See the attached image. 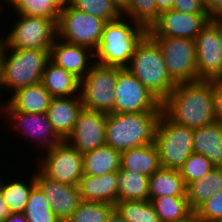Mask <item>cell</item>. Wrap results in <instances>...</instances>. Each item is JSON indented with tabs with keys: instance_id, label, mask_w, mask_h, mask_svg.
<instances>
[{
	"instance_id": "cell-5",
	"label": "cell",
	"mask_w": 222,
	"mask_h": 222,
	"mask_svg": "<svg viewBox=\"0 0 222 222\" xmlns=\"http://www.w3.org/2000/svg\"><path fill=\"white\" fill-rule=\"evenodd\" d=\"M50 50L7 48L2 41L0 54L1 87L11 90L41 82V77L49 61ZM7 88V89H6Z\"/></svg>"
},
{
	"instance_id": "cell-11",
	"label": "cell",
	"mask_w": 222,
	"mask_h": 222,
	"mask_svg": "<svg viewBox=\"0 0 222 222\" xmlns=\"http://www.w3.org/2000/svg\"><path fill=\"white\" fill-rule=\"evenodd\" d=\"M135 112H162V104L130 71L118 67L111 113Z\"/></svg>"
},
{
	"instance_id": "cell-34",
	"label": "cell",
	"mask_w": 222,
	"mask_h": 222,
	"mask_svg": "<svg viewBox=\"0 0 222 222\" xmlns=\"http://www.w3.org/2000/svg\"><path fill=\"white\" fill-rule=\"evenodd\" d=\"M113 210L114 205L107 202L82 200L65 222H105Z\"/></svg>"
},
{
	"instance_id": "cell-41",
	"label": "cell",
	"mask_w": 222,
	"mask_h": 222,
	"mask_svg": "<svg viewBox=\"0 0 222 222\" xmlns=\"http://www.w3.org/2000/svg\"><path fill=\"white\" fill-rule=\"evenodd\" d=\"M205 10L212 17H222V0H202Z\"/></svg>"
},
{
	"instance_id": "cell-1",
	"label": "cell",
	"mask_w": 222,
	"mask_h": 222,
	"mask_svg": "<svg viewBox=\"0 0 222 222\" xmlns=\"http://www.w3.org/2000/svg\"><path fill=\"white\" fill-rule=\"evenodd\" d=\"M161 104L162 112L179 125L195 129L214 123V80L178 83Z\"/></svg>"
},
{
	"instance_id": "cell-21",
	"label": "cell",
	"mask_w": 222,
	"mask_h": 222,
	"mask_svg": "<svg viewBox=\"0 0 222 222\" xmlns=\"http://www.w3.org/2000/svg\"><path fill=\"white\" fill-rule=\"evenodd\" d=\"M77 186L84 201L112 205L118 201L117 171L100 176L83 174Z\"/></svg>"
},
{
	"instance_id": "cell-39",
	"label": "cell",
	"mask_w": 222,
	"mask_h": 222,
	"mask_svg": "<svg viewBox=\"0 0 222 222\" xmlns=\"http://www.w3.org/2000/svg\"><path fill=\"white\" fill-rule=\"evenodd\" d=\"M173 9L191 14H208L202 0H175Z\"/></svg>"
},
{
	"instance_id": "cell-25",
	"label": "cell",
	"mask_w": 222,
	"mask_h": 222,
	"mask_svg": "<svg viewBox=\"0 0 222 222\" xmlns=\"http://www.w3.org/2000/svg\"><path fill=\"white\" fill-rule=\"evenodd\" d=\"M186 189L179 170L161 167L149 177V198L187 197Z\"/></svg>"
},
{
	"instance_id": "cell-22",
	"label": "cell",
	"mask_w": 222,
	"mask_h": 222,
	"mask_svg": "<svg viewBox=\"0 0 222 222\" xmlns=\"http://www.w3.org/2000/svg\"><path fill=\"white\" fill-rule=\"evenodd\" d=\"M40 83L52 97L80 96V79L50 60L46 63Z\"/></svg>"
},
{
	"instance_id": "cell-3",
	"label": "cell",
	"mask_w": 222,
	"mask_h": 222,
	"mask_svg": "<svg viewBox=\"0 0 222 222\" xmlns=\"http://www.w3.org/2000/svg\"><path fill=\"white\" fill-rule=\"evenodd\" d=\"M161 103L177 83L171 78L158 44L147 34L126 67Z\"/></svg>"
},
{
	"instance_id": "cell-51",
	"label": "cell",
	"mask_w": 222,
	"mask_h": 222,
	"mask_svg": "<svg viewBox=\"0 0 222 222\" xmlns=\"http://www.w3.org/2000/svg\"><path fill=\"white\" fill-rule=\"evenodd\" d=\"M1 1H2V0H0V3H1ZM2 2H4V4H5V3H8L9 0H3Z\"/></svg>"
},
{
	"instance_id": "cell-2",
	"label": "cell",
	"mask_w": 222,
	"mask_h": 222,
	"mask_svg": "<svg viewBox=\"0 0 222 222\" xmlns=\"http://www.w3.org/2000/svg\"><path fill=\"white\" fill-rule=\"evenodd\" d=\"M125 18L122 15L116 20L106 22L100 43L94 52L95 63L120 68L129 65L137 45L148 34V29Z\"/></svg>"
},
{
	"instance_id": "cell-47",
	"label": "cell",
	"mask_w": 222,
	"mask_h": 222,
	"mask_svg": "<svg viewBox=\"0 0 222 222\" xmlns=\"http://www.w3.org/2000/svg\"><path fill=\"white\" fill-rule=\"evenodd\" d=\"M177 222H202L195 212H193L190 216H188L186 219L177 221Z\"/></svg>"
},
{
	"instance_id": "cell-9",
	"label": "cell",
	"mask_w": 222,
	"mask_h": 222,
	"mask_svg": "<svg viewBox=\"0 0 222 222\" xmlns=\"http://www.w3.org/2000/svg\"><path fill=\"white\" fill-rule=\"evenodd\" d=\"M106 21L74 9L69 4L59 13L57 22V37L63 41L85 46L96 51L103 33Z\"/></svg>"
},
{
	"instance_id": "cell-7",
	"label": "cell",
	"mask_w": 222,
	"mask_h": 222,
	"mask_svg": "<svg viewBox=\"0 0 222 222\" xmlns=\"http://www.w3.org/2000/svg\"><path fill=\"white\" fill-rule=\"evenodd\" d=\"M19 17V18H18ZM7 37H2L7 48L50 50L57 38V22L51 18L17 14Z\"/></svg>"
},
{
	"instance_id": "cell-29",
	"label": "cell",
	"mask_w": 222,
	"mask_h": 222,
	"mask_svg": "<svg viewBox=\"0 0 222 222\" xmlns=\"http://www.w3.org/2000/svg\"><path fill=\"white\" fill-rule=\"evenodd\" d=\"M118 201L149 199V177L122 169L117 171Z\"/></svg>"
},
{
	"instance_id": "cell-30",
	"label": "cell",
	"mask_w": 222,
	"mask_h": 222,
	"mask_svg": "<svg viewBox=\"0 0 222 222\" xmlns=\"http://www.w3.org/2000/svg\"><path fill=\"white\" fill-rule=\"evenodd\" d=\"M31 176L26 183L18 179L7 182L0 178V191L11 213H24L31 189L36 184L35 173Z\"/></svg>"
},
{
	"instance_id": "cell-37",
	"label": "cell",
	"mask_w": 222,
	"mask_h": 222,
	"mask_svg": "<svg viewBox=\"0 0 222 222\" xmlns=\"http://www.w3.org/2000/svg\"><path fill=\"white\" fill-rule=\"evenodd\" d=\"M214 168L215 166L206 156L192 153L183 163L179 172L187 186L210 173Z\"/></svg>"
},
{
	"instance_id": "cell-28",
	"label": "cell",
	"mask_w": 222,
	"mask_h": 222,
	"mask_svg": "<svg viewBox=\"0 0 222 222\" xmlns=\"http://www.w3.org/2000/svg\"><path fill=\"white\" fill-rule=\"evenodd\" d=\"M69 2L70 0H9L7 4L14 9L13 14L51 18L58 22L60 11Z\"/></svg>"
},
{
	"instance_id": "cell-35",
	"label": "cell",
	"mask_w": 222,
	"mask_h": 222,
	"mask_svg": "<svg viewBox=\"0 0 222 222\" xmlns=\"http://www.w3.org/2000/svg\"><path fill=\"white\" fill-rule=\"evenodd\" d=\"M126 18L149 29L159 18L155 0H130L128 7L122 12Z\"/></svg>"
},
{
	"instance_id": "cell-44",
	"label": "cell",
	"mask_w": 222,
	"mask_h": 222,
	"mask_svg": "<svg viewBox=\"0 0 222 222\" xmlns=\"http://www.w3.org/2000/svg\"><path fill=\"white\" fill-rule=\"evenodd\" d=\"M3 222H28L24 213H11Z\"/></svg>"
},
{
	"instance_id": "cell-17",
	"label": "cell",
	"mask_w": 222,
	"mask_h": 222,
	"mask_svg": "<svg viewBox=\"0 0 222 222\" xmlns=\"http://www.w3.org/2000/svg\"><path fill=\"white\" fill-rule=\"evenodd\" d=\"M37 170L35 171L36 185L48 200L52 212L65 222L82 201L78 186L53 180L46 177L38 168Z\"/></svg>"
},
{
	"instance_id": "cell-46",
	"label": "cell",
	"mask_w": 222,
	"mask_h": 222,
	"mask_svg": "<svg viewBox=\"0 0 222 222\" xmlns=\"http://www.w3.org/2000/svg\"><path fill=\"white\" fill-rule=\"evenodd\" d=\"M117 8L123 12L129 5L130 0H111Z\"/></svg>"
},
{
	"instance_id": "cell-38",
	"label": "cell",
	"mask_w": 222,
	"mask_h": 222,
	"mask_svg": "<svg viewBox=\"0 0 222 222\" xmlns=\"http://www.w3.org/2000/svg\"><path fill=\"white\" fill-rule=\"evenodd\" d=\"M202 222H216L222 219V190L201 204L195 211Z\"/></svg>"
},
{
	"instance_id": "cell-13",
	"label": "cell",
	"mask_w": 222,
	"mask_h": 222,
	"mask_svg": "<svg viewBox=\"0 0 222 222\" xmlns=\"http://www.w3.org/2000/svg\"><path fill=\"white\" fill-rule=\"evenodd\" d=\"M197 71L201 80L222 79V53L218 32V17H212L194 38Z\"/></svg>"
},
{
	"instance_id": "cell-20",
	"label": "cell",
	"mask_w": 222,
	"mask_h": 222,
	"mask_svg": "<svg viewBox=\"0 0 222 222\" xmlns=\"http://www.w3.org/2000/svg\"><path fill=\"white\" fill-rule=\"evenodd\" d=\"M82 109L80 96L52 98L47 116L54 132L62 141L66 140L73 131Z\"/></svg>"
},
{
	"instance_id": "cell-42",
	"label": "cell",
	"mask_w": 222,
	"mask_h": 222,
	"mask_svg": "<svg viewBox=\"0 0 222 222\" xmlns=\"http://www.w3.org/2000/svg\"><path fill=\"white\" fill-rule=\"evenodd\" d=\"M11 214L8 205L5 203L0 191V222H3Z\"/></svg>"
},
{
	"instance_id": "cell-6",
	"label": "cell",
	"mask_w": 222,
	"mask_h": 222,
	"mask_svg": "<svg viewBox=\"0 0 222 222\" xmlns=\"http://www.w3.org/2000/svg\"><path fill=\"white\" fill-rule=\"evenodd\" d=\"M154 143L161 167L179 170L193 153L194 129L173 122L162 112L157 122Z\"/></svg>"
},
{
	"instance_id": "cell-4",
	"label": "cell",
	"mask_w": 222,
	"mask_h": 222,
	"mask_svg": "<svg viewBox=\"0 0 222 222\" xmlns=\"http://www.w3.org/2000/svg\"><path fill=\"white\" fill-rule=\"evenodd\" d=\"M162 112L107 114L105 145L123 152L154 143L155 131Z\"/></svg>"
},
{
	"instance_id": "cell-10",
	"label": "cell",
	"mask_w": 222,
	"mask_h": 222,
	"mask_svg": "<svg viewBox=\"0 0 222 222\" xmlns=\"http://www.w3.org/2000/svg\"><path fill=\"white\" fill-rule=\"evenodd\" d=\"M160 47L171 78L178 83L201 79L197 71L195 41L187 38L151 37Z\"/></svg>"
},
{
	"instance_id": "cell-14",
	"label": "cell",
	"mask_w": 222,
	"mask_h": 222,
	"mask_svg": "<svg viewBox=\"0 0 222 222\" xmlns=\"http://www.w3.org/2000/svg\"><path fill=\"white\" fill-rule=\"evenodd\" d=\"M210 19L208 14L184 13L172 8L160 13L158 20L148 29V35L194 40Z\"/></svg>"
},
{
	"instance_id": "cell-8",
	"label": "cell",
	"mask_w": 222,
	"mask_h": 222,
	"mask_svg": "<svg viewBox=\"0 0 222 222\" xmlns=\"http://www.w3.org/2000/svg\"><path fill=\"white\" fill-rule=\"evenodd\" d=\"M118 67L94 63L80 80L83 108L110 114L114 109Z\"/></svg>"
},
{
	"instance_id": "cell-12",
	"label": "cell",
	"mask_w": 222,
	"mask_h": 222,
	"mask_svg": "<svg viewBox=\"0 0 222 222\" xmlns=\"http://www.w3.org/2000/svg\"><path fill=\"white\" fill-rule=\"evenodd\" d=\"M38 160L36 167L53 180L77 186L83 176L82 154L65 140L46 149L45 155Z\"/></svg>"
},
{
	"instance_id": "cell-43",
	"label": "cell",
	"mask_w": 222,
	"mask_h": 222,
	"mask_svg": "<svg viewBox=\"0 0 222 222\" xmlns=\"http://www.w3.org/2000/svg\"><path fill=\"white\" fill-rule=\"evenodd\" d=\"M158 11L161 13L163 11L173 8L175 0H155Z\"/></svg>"
},
{
	"instance_id": "cell-50",
	"label": "cell",
	"mask_w": 222,
	"mask_h": 222,
	"mask_svg": "<svg viewBox=\"0 0 222 222\" xmlns=\"http://www.w3.org/2000/svg\"><path fill=\"white\" fill-rule=\"evenodd\" d=\"M1 89H2V87H1V75H0V92H1ZM1 94V93H0ZM0 97H1V95H0ZM1 102V101H0Z\"/></svg>"
},
{
	"instance_id": "cell-48",
	"label": "cell",
	"mask_w": 222,
	"mask_h": 222,
	"mask_svg": "<svg viewBox=\"0 0 222 222\" xmlns=\"http://www.w3.org/2000/svg\"><path fill=\"white\" fill-rule=\"evenodd\" d=\"M218 32H219L220 47L222 53V17H218Z\"/></svg>"
},
{
	"instance_id": "cell-26",
	"label": "cell",
	"mask_w": 222,
	"mask_h": 222,
	"mask_svg": "<svg viewBox=\"0 0 222 222\" xmlns=\"http://www.w3.org/2000/svg\"><path fill=\"white\" fill-rule=\"evenodd\" d=\"M83 174L104 175L121 168V152L108 145H103L93 151L82 154Z\"/></svg>"
},
{
	"instance_id": "cell-16",
	"label": "cell",
	"mask_w": 222,
	"mask_h": 222,
	"mask_svg": "<svg viewBox=\"0 0 222 222\" xmlns=\"http://www.w3.org/2000/svg\"><path fill=\"white\" fill-rule=\"evenodd\" d=\"M0 113H4L1 115L7 117L11 127L14 126L13 129H18L22 137H27L30 144L36 143L37 145L35 146L40 147L44 152L62 141L54 132L47 113L33 114L1 111Z\"/></svg>"
},
{
	"instance_id": "cell-33",
	"label": "cell",
	"mask_w": 222,
	"mask_h": 222,
	"mask_svg": "<svg viewBox=\"0 0 222 222\" xmlns=\"http://www.w3.org/2000/svg\"><path fill=\"white\" fill-rule=\"evenodd\" d=\"M28 222H62L51 210L42 190L35 184L24 211Z\"/></svg>"
},
{
	"instance_id": "cell-36",
	"label": "cell",
	"mask_w": 222,
	"mask_h": 222,
	"mask_svg": "<svg viewBox=\"0 0 222 222\" xmlns=\"http://www.w3.org/2000/svg\"><path fill=\"white\" fill-rule=\"evenodd\" d=\"M69 5L106 22L116 20L123 15L111 0H70Z\"/></svg>"
},
{
	"instance_id": "cell-27",
	"label": "cell",
	"mask_w": 222,
	"mask_h": 222,
	"mask_svg": "<svg viewBox=\"0 0 222 222\" xmlns=\"http://www.w3.org/2000/svg\"><path fill=\"white\" fill-rule=\"evenodd\" d=\"M222 190V167L187 185L186 196L190 208L195 211L201 204Z\"/></svg>"
},
{
	"instance_id": "cell-18",
	"label": "cell",
	"mask_w": 222,
	"mask_h": 222,
	"mask_svg": "<svg viewBox=\"0 0 222 222\" xmlns=\"http://www.w3.org/2000/svg\"><path fill=\"white\" fill-rule=\"evenodd\" d=\"M94 58L95 53L90 48L67 43L58 37L49 51V60L52 63L74 74L80 80L95 63Z\"/></svg>"
},
{
	"instance_id": "cell-40",
	"label": "cell",
	"mask_w": 222,
	"mask_h": 222,
	"mask_svg": "<svg viewBox=\"0 0 222 222\" xmlns=\"http://www.w3.org/2000/svg\"><path fill=\"white\" fill-rule=\"evenodd\" d=\"M214 113L216 121L222 124V79L214 80Z\"/></svg>"
},
{
	"instance_id": "cell-31",
	"label": "cell",
	"mask_w": 222,
	"mask_h": 222,
	"mask_svg": "<svg viewBox=\"0 0 222 222\" xmlns=\"http://www.w3.org/2000/svg\"><path fill=\"white\" fill-rule=\"evenodd\" d=\"M159 216L160 222H177L186 219L194 211L190 208L187 197L163 196L149 198Z\"/></svg>"
},
{
	"instance_id": "cell-23",
	"label": "cell",
	"mask_w": 222,
	"mask_h": 222,
	"mask_svg": "<svg viewBox=\"0 0 222 222\" xmlns=\"http://www.w3.org/2000/svg\"><path fill=\"white\" fill-rule=\"evenodd\" d=\"M193 153L206 156L215 167H222V124L215 121L194 129Z\"/></svg>"
},
{
	"instance_id": "cell-49",
	"label": "cell",
	"mask_w": 222,
	"mask_h": 222,
	"mask_svg": "<svg viewBox=\"0 0 222 222\" xmlns=\"http://www.w3.org/2000/svg\"><path fill=\"white\" fill-rule=\"evenodd\" d=\"M1 51H2V38L0 37V54H1Z\"/></svg>"
},
{
	"instance_id": "cell-19",
	"label": "cell",
	"mask_w": 222,
	"mask_h": 222,
	"mask_svg": "<svg viewBox=\"0 0 222 222\" xmlns=\"http://www.w3.org/2000/svg\"><path fill=\"white\" fill-rule=\"evenodd\" d=\"M52 96L41 83L17 89L9 100L0 103L2 112L47 113Z\"/></svg>"
},
{
	"instance_id": "cell-32",
	"label": "cell",
	"mask_w": 222,
	"mask_h": 222,
	"mask_svg": "<svg viewBox=\"0 0 222 222\" xmlns=\"http://www.w3.org/2000/svg\"><path fill=\"white\" fill-rule=\"evenodd\" d=\"M114 209L125 222H160L149 199L117 201Z\"/></svg>"
},
{
	"instance_id": "cell-45",
	"label": "cell",
	"mask_w": 222,
	"mask_h": 222,
	"mask_svg": "<svg viewBox=\"0 0 222 222\" xmlns=\"http://www.w3.org/2000/svg\"><path fill=\"white\" fill-rule=\"evenodd\" d=\"M105 222H125L122 217L114 209Z\"/></svg>"
},
{
	"instance_id": "cell-24",
	"label": "cell",
	"mask_w": 222,
	"mask_h": 222,
	"mask_svg": "<svg viewBox=\"0 0 222 222\" xmlns=\"http://www.w3.org/2000/svg\"><path fill=\"white\" fill-rule=\"evenodd\" d=\"M121 168L150 177L161 168L159 152L155 143L121 152Z\"/></svg>"
},
{
	"instance_id": "cell-15",
	"label": "cell",
	"mask_w": 222,
	"mask_h": 222,
	"mask_svg": "<svg viewBox=\"0 0 222 222\" xmlns=\"http://www.w3.org/2000/svg\"><path fill=\"white\" fill-rule=\"evenodd\" d=\"M106 120L107 114L83 108L65 141L81 154L105 145Z\"/></svg>"
}]
</instances>
